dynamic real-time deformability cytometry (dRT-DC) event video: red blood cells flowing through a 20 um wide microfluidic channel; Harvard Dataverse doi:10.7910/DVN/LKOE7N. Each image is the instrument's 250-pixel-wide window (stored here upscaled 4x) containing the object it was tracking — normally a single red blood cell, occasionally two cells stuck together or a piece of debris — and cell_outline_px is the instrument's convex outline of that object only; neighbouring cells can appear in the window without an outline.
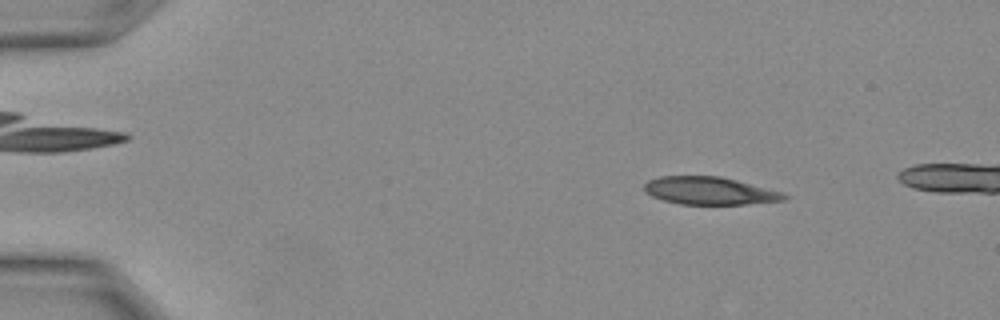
{"species": "Egyptian fruit bat (a non-hibernating species)", "species_latin": "Rousettus aegyptiacus", "temperature_condition": "warm", "stored_images_in_passage": 12, "camera_frame_rate_fps": 3000, "um_per_image_px": 0.085, "animal": {"sex": "female"}, "frame": {"image": 1, "passage_image": 4, "time_ms": 1.0, "image_size_px": [1000, 320], "cell_outline_px": [[788, 196], [784, 200], [748, 204], [680, 204], [664, 200], [652, 196], [644, 192], [644, 184], [648, 180], [660, 176], [720, 176], [784, 192]], "centroid_in_image_um": [60.31, 16.21], "position_along_channel_um": 24.7, "area_um2": 22.54}}
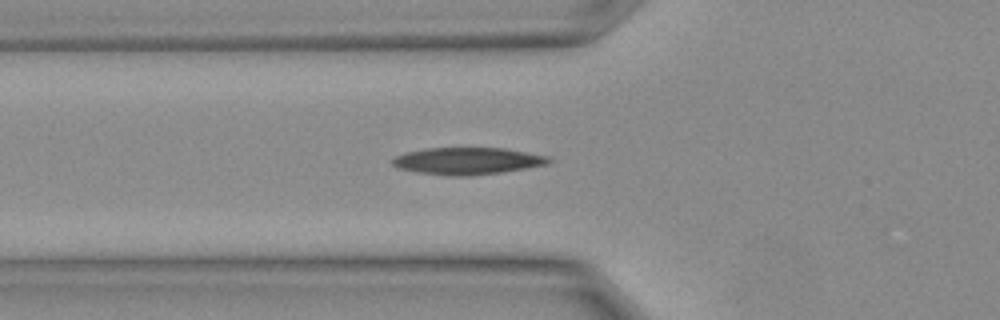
{"frame": {"image": 2, "passage_image": 10, "time_ms": 3.0, "image_size_px": [1000, 320], "cell_outline_px": [[552, 160], [548, 164], [500, 172], [460, 176], [452, 176], [416, 172], [400, 168], [392, 164], [392, 160], [396, 156], [408, 152], [428, 148], [504, 148], [548, 156]], "centroid_in_image_um": [39.74, 13.67], "position_along_channel_um": 86.1, "area_um2": 24.16}}